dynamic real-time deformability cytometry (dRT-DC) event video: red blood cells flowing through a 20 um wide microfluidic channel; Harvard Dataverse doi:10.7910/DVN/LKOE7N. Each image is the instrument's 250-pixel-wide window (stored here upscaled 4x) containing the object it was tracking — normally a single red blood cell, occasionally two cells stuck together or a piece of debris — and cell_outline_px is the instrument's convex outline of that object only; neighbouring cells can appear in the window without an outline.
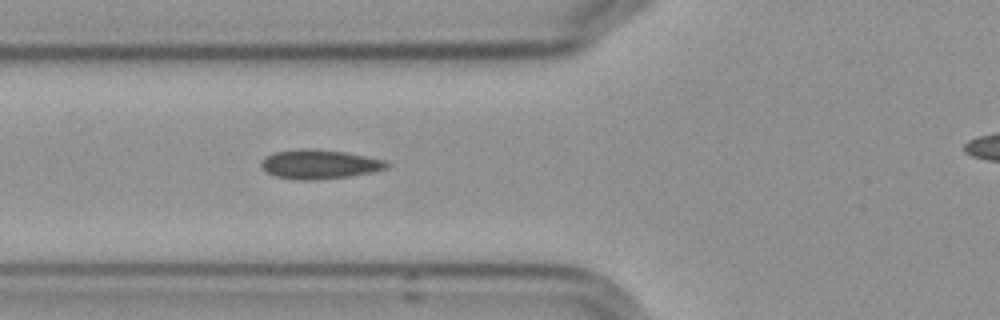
{"species": "Egyptian fruit bat (a non-hibernating species)", "species_latin": "Rousettus aegyptiacus", "temperature_condition": "cold", "stored_images_in_passage": 4, "camera_frame_rate_fps": 3000, "um_per_image_px": 0.085, "frame": {"image": 1, "passage_image": 3, "time_ms": 2.333, "image_size_px": [1000, 320], "cell_outline_px": [[392, 164], [388, 168], [372, 172], [348, 176], [316, 180], [292, 180], [272, 176], [260, 164], [260, 160], [264, 156], [272, 152], [300, 148], [312, 148], [348, 152], [388, 160]], "centroid_in_image_um": [27.16, 13.95], "position_along_channel_um": 98.6, "area_um2": 22.02}}